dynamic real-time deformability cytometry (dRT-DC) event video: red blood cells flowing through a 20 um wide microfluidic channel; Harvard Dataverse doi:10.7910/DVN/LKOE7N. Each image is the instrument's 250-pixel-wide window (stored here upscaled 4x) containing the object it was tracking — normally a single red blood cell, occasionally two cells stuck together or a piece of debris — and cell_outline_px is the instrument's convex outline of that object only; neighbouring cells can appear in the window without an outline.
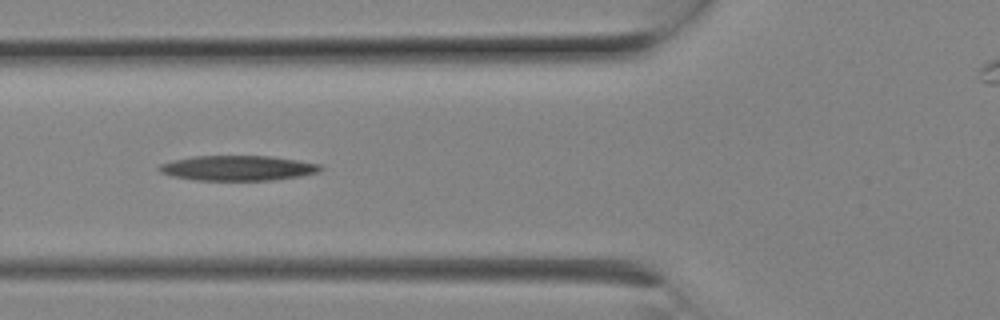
{"species": "Egyptian fruit bat (a non-hibernating species)", "species_latin": "Rousettus aegyptiacus", "temperature_condition": "room temperature", "stored_images_in_passage": 6, "camera_frame_rate_fps": 3000, "um_per_image_px": 0.085, "animal": {"sex": "female"}, "frame": {"image": 1, "passage_image": 5, "time_ms": 1.333, "image_size_px": [1000, 320], "cell_outline_px": [[324, 168], [320, 172], [300, 176], [276, 180], [196, 180], [172, 176], [160, 172], [156, 168], [160, 164], [172, 160], [192, 156], [272, 156], [320, 164]], "centroid_in_image_um": [20.21, 14.28], "position_along_channel_um": 105.6, "area_um2": 23.7}}
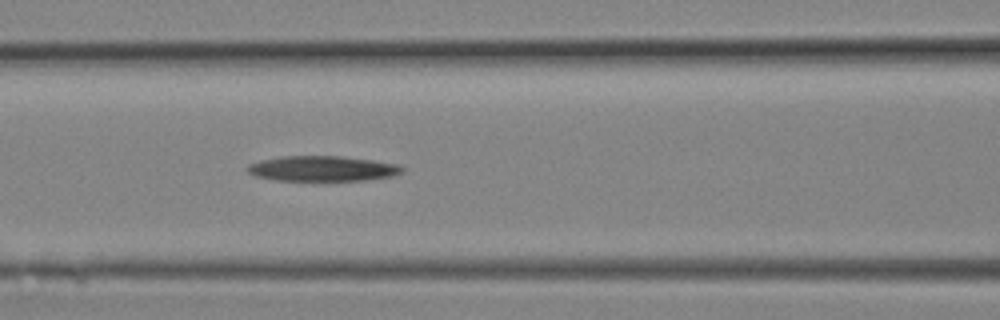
{"frame": {"image": 2, "passage_image": 6, "time_ms": 1.667, "image_size_px": [1000, 320], "cell_outline_px": [[404, 172], [392, 176], [364, 180], [276, 180], [256, 176], [248, 172], [244, 168], [248, 164], [260, 160], [280, 156], [340, 156], [372, 160], [400, 164], [404, 168]], "centroid_in_image_um": [27.4, 14.32], "position_along_channel_um": 139.2, "area_um2": 22.83}}